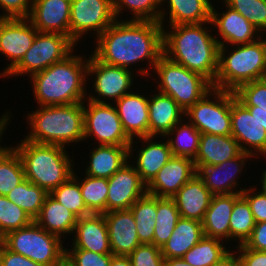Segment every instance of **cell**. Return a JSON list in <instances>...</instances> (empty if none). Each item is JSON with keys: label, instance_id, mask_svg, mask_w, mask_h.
I'll use <instances>...</instances> for the list:
<instances>
[{"label": "cell", "instance_id": "obj_25", "mask_svg": "<svg viewBox=\"0 0 266 266\" xmlns=\"http://www.w3.org/2000/svg\"><path fill=\"white\" fill-rule=\"evenodd\" d=\"M5 110V113L0 115V195L3 196L25 180V170L20 155L11 143L8 146L5 145L6 142L4 146L1 144L14 116Z\"/></svg>", "mask_w": 266, "mask_h": 266}, {"label": "cell", "instance_id": "obj_50", "mask_svg": "<svg viewBox=\"0 0 266 266\" xmlns=\"http://www.w3.org/2000/svg\"><path fill=\"white\" fill-rule=\"evenodd\" d=\"M239 257L242 266H266V251H256L244 244L232 248Z\"/></svg>", "mask_w": 266, "mask_h": 266}, {"label": "cell", "instance_id": "obj_54", "mask_svg": "<svg viewBox=\"0 0 266 266\" xmlns=\"http://www.w3.org/2000/svg\"><path fill=\"white\" fill-rule=\"evenodd\" d=\"M110 266H133L128 256H116L111 258Z\"/></svg>", "mask_w": 266, "mask_h": 266}, {"label": "cell", "instance_id": "obj_6", "mask_svg": "<svg viewBox=\"0 0 266 266\" xmlns=\"http://www.w3.org/2000/svg\"><path fill=\"white\" fill-rule=\"evenodd\" d=\"M263 58L264 33L252 43L220 46L218 70L212 86L235 92L241 85L259 80L264 72Z\"/></svg>", "mask_w": 266, "mask_h": 266}, {"label": "cell", "instance_id": "obj_35", "mask_svg": "<svg viewBox=\"0 0 266 266\" xmlns=\"http://www.w3.org/2000/svg\"><path fill=\"white\" fill-rule=\"evenodd\" d=\"M233 249L227 243L212 237L204 236L182 257L194 266H214L221 262Z\"/></svg>", "mask_w": 266, "mask_h": 266}, {"label": "cell", "instance_id": "obj_19", "mask_svg": "<svg viewBox=\"0 0 266 266\" xmlns=\"http://www.w3.org/2000/svg\"><path fill=\"white\" fill-rule=\"evenodd\" d=\"M146 193L147 185L128 161L108 178L106 212L130 209Z\"/></svg>", "mask_w": 266, "mask_h": 266}, {"label": "cell", "instance_id": "obj_44", "mask_svg": "<svg viewBox=\"0 0 266 266\" xmlns=\"http://www.w3.org/2000/svg\"><path fill=\"white\" fill-rule=\"evenodd\" d=\"M34 220L21 207L0 195V235L30 225Z\"/></svg>", "mask_w": 266, "mask_h": 266}, {"label": "cell", "instance_id": "obj_15", "mask_svg": "<svg viewBox=\"0 0 266 266\" xmlns=\"http://www.w3.org/2000/svg\"><path fill=\"white\" fill-rule=\"evenodd\" d=\"M223 8L212 5L211 25L219 46H232L252 43L261 37V33L239 12L221 2ZM216 7L220 8L217 10ZM226 9V10H225ZM224 10V12H223Z\"/></svg>", "mask_w": 266, "mask_h": 266}, {"label": "cell", "instance_id": "obj_51", "mask_svg": "<svg viewBox=\"0 0 266 266\" xmlns=\"http://www.w3.org/2000/svg\"><path fill=\"white\" fill-rule=\"evenodd\" d=\"M0 266H43L33 260L0 246Z\"/></svg>", "mask_w": 266, "mask_h": 266}, {"label": "cell", "instance_id": "obj_56", "mask_svg": "<svg viewBox=\"0 0 266 266\" xmlns=\"http://www.w3.org/2000/svg\"><path fill=\"white\" fill-rule=\"evenodd\" d=\"M262 175L260 176V182L257 183L258 186L261 187V189L264 191L266 194V168L262 170ZM261 184V185H260Z\"/></svg>", "mask_w": 266, "mask_h": 266}, {"label": "cell", "instance_id": "obj_39", "mask_svg": "<svg viewBox=\"0 0 266 266\" xmlns=\"http://www.w3.org/2000/svg\"><path fill=\"white\" fill-rule=\"evenodd\" d=\"M48 194L45 189L25 179L15 186L6 197L21 207L34 220L40 214L41 207Z\"/></svg>", "mask_w": 266, "mask_h": 266}, {"label": "cell", "instance_id": "obj_18", "mask_svg": "<svg viewBox=\"0 0 266 266\" xmlns=\"http://www.w3.org/2000/svg\"><path fill=\"white\" fill-rule=\"evenodd\" d=\"M231 135L242 152L266 158V130L236 96L231 100Z\"/></svg>", "mask_w": 266, "mask_h": 266}, {"label": "cell", "instance_id": "obj_34", "mask_svg": "<svg viewBox=\"0 0 266 266\" xmlns=\"http://www.w3.org/2000/svg\"><path fill=\"white\" fill-rule=\"evenodd\" d=\"M201 133L186 119L177 123L164 138L168 141L173 156L195 159Z\"/></svg>", "mask_w": 266, "mask_h": 266}, {"label": "cell", "instance_id": "obj_12", "mask_svg": "<svg viewBox=\"0 0 266 266\" xmlns=\"http://www.w3.org/2000/svg\"><path fill=\"white\" fill-rule=\"evenodd\" d=\"M84 142L93 140L95 145L129 146L131 139L124 132L114 104L85 100Z\"/></svg>", "mask_w": 266, "mask_h": 266}, {"label": "cell", "instance_id": "obj_22", "mask_svg": "<svg viewBox=\"0 0 266 266\" xmlns=\"http://www.w3.org/2000/svg\"><path fill=\"white\" fill-rule=\"evenodd\" d=\"M196 173L193 159L172 156L147 185V193L157 197L171 198Z\"/></svg>", "mask_w": 266, "mask_h": 266}, {"label": "cell", "instance_id": "obj_49", "mask_svg": "<svg viewBox=\"0 0 266 266\" xmlns=\"http://www.w3.org/2000/svg\"><path fill=\"white\" fill-rule=\"evenodd\" d=\"M0 9V18H28L32 0H0Z\"/></svg>", "mask_w": 266, "mask_h": 266}, {"label": "cell", "instance_id": "obj_43", "mask_svg": "<svg viewBox=\"0 0 266 266\" xmlns=\"http://www.w3.org/2000/svg\"><path fill=\"white\" fill-rule=\"evenodd\" d=\"M49 194L78 218L91 214L82 198L79 182L73 176Z\"/></svg>", "mask_w": 266, "mask_h": 266}, {"label": "cell", "instance_id": "obj_52", "mask_svg": "<svg viewBox=\"0 0 266 266\" xmlns=\"http://www.w3.org/2000/svg\"><path fill=\"white\" fill-rule=\"evenodd\" d=\"M244 245L256 251H266V222L255 224L250 238Z\"/></svg>", "mask_w": 266, "mask_h": 266}, {"label": "cell", "instance_id": "obj_2", "mask_svg": "<svg viewBox=\"0 0 266 266\" xmlns=\"http://www.w3.org/2000/svg\"><path fill=\"white\" fill-rule=\"evenodd\" d=\"M162 27L163 55L169 60L203 75L213 84L218 70L220 46L214 36L211 22L165 24Z\"/></svg>", "mask_w": 266, "mask_h": 266}, {"label": "cell", "instance_id": "obj_4", "mask_svg": "<svg viewBox=\"0 0 266 266\" xmlns=\"http://www.w3.org/2000/svg\"><path fill=\"white\" fill-rule=\"evenodd\" d=\"M24 118H26V123L30 129L23 136L27 141L58 145L68 147V149L73 144L72 155L75 152L73 148L84 141L83 102L68 105L36 106V109L30 110Z\"/></svg>", "mask_w": 266, "mask_h": 266}, {"label": "cell", "instance_id": "obj_26", "mask_svg": "<svg viewBox=\"0 0 266 266\" xmlns=\"http://www.w3.org/2000/svg\"><path fill=\"white\" fill-rule=\"evenodd\" d=\"M212 5V0H161L159 23L164 26L168 21L167 25L210 22Z\"/></svg>", "mask_w": 266, "mask_h": 266}, {"label": "cell", "instance_id": "obj_37", "mask_svg": "<svg viewBox=\"0 0 266 266\" xmlns=\"http://www.w3.org/2000/svg\"><path fill=\"white\" fill-rule=\"evenodd\" d=\"M74 169L73 177L79 182L82 198L90 213L104 214L106 213V200L108 196V179L96 178L79 172ZM78 175V176H77ZM83 176V177H82Z\"/></svg>", "mask_w": 266, "mask_h": 266}, {"label": "cell", "instance_id": "obj_38", "mask_svg": "<svg viewBox=\"0 0 266 266\" xmlns=\"http://www.w3.org/2000/svg\"><path fill=\"white\" fill-rule=\"evenodd\" d=\"M256 222L246 199L240 195L234 202L229 221V242L235 246L245 244L250 238Z\"/></svg>", "mask_w": 266, "mask_h": 266}, {"label": "cell", "instance_id": "obj_23", "mask_svg": "<svg viewBox=\"0 0 266 266\" xmlns=\"http://www.w3.org/2000/svg\"><path fill=\"white\" fill-rule=\"evenodd\" d=\"M71 0H32L28 19L38 32L69 37Z\"/></svg>", "mask_w": 266, "mask_h": 266}, {"label": "cell", "instance_id": "obj_60", "mask_svg": "<svg viewBox=\"0 0 266 266\" xmlns=\"http://www.w3.org/2000/svg\"><path fill=\"white\" fill-rule=\"evenodd\" d=\"M2 236L0 235V246L2 245Z\"/></svg>", "mask_w": 266, "mask_h": 266}, {"label": "cell", "instance_id": "obj_21", "mask_svg": "<svg viewBox=\"0 0 266 266\" xmlns=\"http://www.w3.org/2000/svg\"><path fill=\"white\" fill-rule=\"evenodd\" d=\"M137 89L139 87L114 103L123 130L131 140L149 137L148 92L143 93L142 89Z\"/></svg>", "mask_w": 266, "mask_h": 266}, {"label": "cell", "instance_id": "obj_20", "mask_svg": "<svg viewBox=\"0 0 266 266\" xmlns=\"http://www.w3.org/2000/svg\"><path fill=\"white\" fill-rule=\"evenodd\" d=\"M71 239L69 238L66 242L68 244L65 245V249H83L99 254H112L104 214L91 213L78 218Z\"/></svg>", "mask_w": 266, "mask_h": 266}, {"label": "cell", "instance_id": "obj_33", "mask_svg": "<svg viewBox=\"0 0 266 266\" xmlns=\"http://www.w3.org/2000/svg\"><path fill=\"white\" fill-rule=\"evenodd\" d=\"M204 237L202 222L180 218L171 237L160 248L164 258L183 257Z\"/></svg>", "mask_w": 266, "mask_h": 266}, {"label": "cell", "instance_id": "obj_13", "mask_svg": "<svg viewBox=\"0 0 266 266\" xmlns=\"http://www.w3.org/2000/svg\"><path fill=\"white\" fill-rule=\"evenodd\" d=\"M115 20L112 0H71L69 38L76 45L86 34L96 40Z\"/></svg>", "mask_w": 266, "mask_h": 266}, {"label": "cell", "instance_id": "obj_42", "mask_svg": "<svg viewBox=\"0 0 266 266\" xmlns=\"http://www.w3.org/2000/svg\"><path fill=\"white\" fill-rule=\"evenodd\" d=\"M234 93L266 130V86L260 80L252 81L241 85Z\"/></svg>", "mask_w": 266, "mask_h": 266}, {"label": "cell", "instance_id": "obj_1", "mask_svg": "<svg viewBox=\"0 0 266 266\" xmlns=\"http://www.w3.org/2000/svg\"><path fill=\"white\" fill-rule=\"evenodd\" d=\"M93 42L95 48L89 52L99 61L137 70L136 73L146 80L163 55V27L155 21L115 20ZM140 62H146L144 67Z\"/></svg>", "mask_w": 266, "mask_h": 266}, {"label": "cell", "instance_id": "obj_16", "mask_svg": "<svg viewBox=\"0 0 266 266\" xmlns=\"http://www.w3.org/2000/svg\"><path fill=\"white\" fill-rule=\"evenodd\" d=\"M254 158L249 153L241 152L237 157L223 163L201 166L197 169V174L213 195L240 194L245 188L240 187L239 180L244 174L243 171L245 174L247 172L246 163L255 161Z\"/></svg>", "mask_w": 266, "mask_h": 266}, {"label": "cell", "instance_id": "obj_30", "mask_svg": "<svg viewBox=\"0 0 266 266\" xmlns=\"http://www.w3.org/2000/svg\"><path fill=\"white\" fill-rule=\"evenodd\" d=\"M237 140L232 135L201 134L198 153L194 164L201 166L217 165L233 159L241 153Z\"/></svg>", "mask_w": 266, "mask_h": 266}, {"label": "cell", "instance_id": "obj_14", "mask_svg": "<svg viewBox=\"0 0 266 266\" xmlns=\"http://www.w3.org/2000/svg\"><path fill=\"white\" fill-rule=\"evenodd\" d=\"M38 30L28 18L0 19V54L8 64L0 72L4 78L31 48ZM10 60V61H9Z\"/></svg>", "mask_w": 266, "mask_h": 266}, {"label": "cell", "instance_id": "obj_55", "mask_svg": "<svg viewBox=\"0 0 266 266\" xmlns=\"http://www.w3.org/2000/svg\"><path fill=\"white\" fill-rule=\"evenodd\" d=\"M165 266H194L188 264L182 257L165 258Z\"/></svg>", "mask_w": 266, "mask_h": 266}, {"label": "cell", "instance_id": "obj_36", "mask_svg": "<svg viewBox=\"0 0 266 266\" xmlns=\"http://www.w3.org/2000/svg\"><path fill=\"white\" fill-rule=\"evenodd\" d=\"M133 214L141 244H153L154 228L157 214V196L146 193L132 204Z\"/></svg>", "mask_w": 266, "mask_h": 266}, {"label": "cell", "instance_id": "obj_11", "mask_svg": "<svg viewBox=\"0 0 266 266\" xmlns=\"http://www.w3.org/2000/svg\"><path fill=\"white\" fill-rule=\"evenodd\" d=\"M235 96L213 87L185 112V118L201 134L231 135V100Z\"/></svg>", "mask_w": 266, "mask_h": 266}, {"label": "cell", "instance_id": "obj_3", "mask_svg": "<svg viewBox=\"0 0 266 266\" xmlns=\"http://www.w3.org/2000/svg\"><path fill=\"white\" fill-rule=\"evenodd\" d=\"M74 53L75 50L63 61L29 78L37 106L68 105L86 100L90 87L87 86L89 55Z\"/></svg>", "mask_w": 266, "mask_h": 266}, {"label": "cell", "instance_id": "obj_5", "mask_svg": "<svg viewBox=\"0 0 266 266\" xmlns=\"http://www.w3.org/2000/svg\"><path fill=\"white\" fill-rule=\"evenodd\" d=\"M12 146L23 162L25 179L45 189L48 193L73 175L76 164L75 155L71 156L68 148L35 143L24 138Z\"/></svg>", "mask_w": 266, "mask_h": 266}, {"label": "cell", "instance_id": "obj_31", "mask_svg": "<svg viewBox=\"0 0 266 266\" xmlns=\"http://www.w3.org/2000/svg\"><path fill=\"white\" fill-rule=\"evenodd\" d=\"M241 194L213 195L202 220L204 236L229 243V221L235 200Z\"/></svg>", "mask_w": 266, "mask_h": 266}, {"label": "cell", "instance_id": "obj_10", "mask_svg": "<svg viewBox=\"0 0 266 266\" xmlns=\"http://www.w3.org/2000/svg\"><path fill=\"white\" fill-rule=\"evenodd\" d=\"M133 72L124 67L105 64L99 61L92 53L89 54L87 84H92V88L90 87V90L87 91L86 99L97 103L112 104L113 102L114 104L122 96L138 87L134 84H137L135 78L136 76L139 77V75ZM91 90L92 92L89 93Z\"/></svg>", "mask_w": 266, "mask_h": 266}, {"label": "cell", "instance_id": "obj_17", "mask_svg": "<svg viewBox=\"0 0 266 266\" xmlns=\"http://www.w3.org/2000/svg\"><path fill=\"white\" fill-rule=\"evenodd\" d=\"M137 143L140 144V148L136 146ZM172 156L168 141L164 137L160 139L159 136L139 137L132 139L129 145L128 161L135 167L146 185L153 180Z\"/></svg>", "mask_w": 266, "mask_h": 266}, {"label": "cell", "instance_id": "obj_29", "mask_svg": "<svg viewBox=\"0 0 266 266\" xmlns=\"http://www.w3.org/2000/svg\"><path fill=\"white\" fill-rule=\"evenodd\" d=\"M213 194L196 173L171 197L182 218L202 222Z\"/></svg>", "mask_w": 266, "mask_h": 266}, {"label": "cell", "instance_id": "obj_48", "mask_svg": "<svg viewBox=\"0 0 266 266\" xmlns=\"http://www.w3.org/2000/svg\"><path fill=\"white\" fill-rule=\"evenodd\" d=\"M245 187L240 193L249 204L256 223L266 222V194L257 184ZM259 189V191H258Z\"/></svg>", "mask_w": 266, "mask_h": 266}, {"label": "cell", "instance_id": "obj_45", "mask_svg": "<svg viewBox=\"0 0 266 266\" xmlns=\"http://www.w3.org/2000/svg\"><path fill=\"white\" fill-rule=\"evenodd\" d=\"M239 12L261 34L266 33V0H220Z\"/></svg>", "mask_w": 266, "mask_h": 266}, {"label": "cell", "instance_id": "obj_58", "mask_svg": "<svg viewBox=\"0 0 266 266\" xmlns=\"http://www.w3.org/2000/svg\"><path fill=\"white\" fill-rule=\"evenodd\" d=\"M259 80L266 86V72H263L261 74V77Z\"/></svg>", "mask_w": 266, "mask_h": 266}, {"label": "cell", "instance_id": "obj_9", "mask_svg": "<svg viewBox=\"0 0 266 266\" xmlns=\"http://www.w3.org/2000/svg\"><path fill=\"white\" fill-rule=\"evenodd\" d=\"M76 48V44L64 34L37 32L31 48L4 78H30L52 64L63 61Z\"/></svg>", "mask_w": 266, "mask_h": 266}, {"label": "cell", "instance_id": "obj_57", "mask_svg": "<svg viewBox=\"0 0 266 266\" xmlns=\"http://www.w3.org/2000/svg\"><path fill=\"white\" fill-rule=\"evenodd\" d=\"M264 72H266V33H264V58H263Z\"/></svg>", "mask_w": 266, "mask_h": 266}, {"label": "cell", "instance_id": "obj_24", "mask_svg": "<svg viewBox=\"0 0 266 266\" xmlns=\"http://www.w3.org/2000/svg\"><path fill=\"white\" fill-rule=\"evenodd\" d=\"M113 255L129 256L141 243L130 209L104 213Z\"/></svg>", "mask_w": 266, "mask_h": 266}, {"label": "cell", "instance_id": "obj_27", "mask_svg": "<svg viewBox=\"0 0 266 266\" xmlns=\"http://www.w3.org/2000/svg\"><path fill=\"white\" fill-rule=\"evenodd\" d=\"M152 91L148 95L149 136L164 137L185 118V111L169 95Z\"/></svg>", "mask_w": 266, "mask_h": 266}, {"label": "cell", "instance_id": "obj_47", "mask_svg": "<svg viewBox=\"0 0 266 266\" xmlns=\"http://www.w3.org/2000/svg\"><path fill=\"white\" fill-rule=\"evenodd\" d=\"M128 257L133 266H165L160 247L154 244H140Z\"/></svg>", "mask_w": 266, "mask_h": 266}, {"label": "cell", "instance_id": "obj_53", "mask_svg": "<svg viewBox=\"0 0 266 266\" xmlns=\"http://www.w3.org/2000/svg\"><path fill=\"white\" fill-rule=\"evenodd\" d=\"M214 266H242V264L237 254L232 251L221 262Z\"/></svg>", "mask_w": 266, "mask_h": 266}, {"label": "cell", "instance_id": "obj_32", "mask_svg": "<svg viewBox=\"0 0 266 266\" xmlns=\"http://www.w3.org/2000/svg\"><path fill=\"white\" fill-rule=\"evenodd\" d=\"M77 220L78 217L73 212L50 194L47 195L40 214L34 219L41 228L60 237L64 242L72 236Z\"/></svg>", "mask_w": 266, "mask_h": 266}, {"label": "cell", "instance_id": "obj_41", "mask_svg": "<svg viewBox=\"0 0 266 266\" xmlns=\"http://www.w3.org/2000/svg\"><path fill=\"white\" fill-rule=\"evenodd\" d=\"M113 11L116 20H127L122 15L130 12L128 20L159 22L161 12V0H112ZM126 10V11H125ZM125 11V12H124ZM126 18V19H125Z\"/></svg>", "mask_w": 266, "mask_h": 266}, {"label": "cell", "instance_id": "obj_8", "mask_svg": "<svg viewBox=\"0 0 266 266\" xmlns=\"http://www.w3.org/2000/svg\"><path fill=\"white\" fill-rule=\"evenodd\" d=\"M2 244L10 251L21 254L43 266H57L65 260L66 243L47 232L35 221L7 233Z\"/></svg>", "mask_w": 266, "mask_h": 266}, {"label": "cell", "instance_id": "obj_59", "mask_svg": "<svg viewBox=\"0 0 266 266\" xmlns=\"http://www.w3.org/2000/svg\"><path fill=\"white\" fill-rule=\"evenodd\" d=\"M57 266H71L66 260H64L61 264Z\"/></svg>", "mask_w": 266, "mask_h": 266}, {"label": "cell", "instance_id": "obj_7", "mask_svg": "<svg viewBox=\"0 0 266 266\" xmlns=\"http://www.w3.org/2000/svg\"><path fill=\"white\" fill-rule=\"evenodd\" d=\"M150 77L153 84H157L155 89L172 97L185 112L213 88L203 75L169 60L165 55L158 59Z\"/></svg>", "mask_w": 266, "mask_h": 266}, {"label": "cell", "instance_id": "obj_28", "mask_svg": "<svg viewBox=\"0 0 266 266\" xmlns=\"http://www.w3.org/2000/svg\"><path fill=\"white\" fill-rule=\"evenodd\" d=\"M90 149L88 161L84 163V174L96 178H110L129 160V146L94 145ZM97 146V147H96Z\"/></svg>", "mask_w": 266, "mask_h": 266}, {"label": "cell", "instance_id": "obj_40", "mask_svg": "<svg viewBox=\"0 0 266 266\" xmlns=\"http://www.w3.org/2000/svg\"><path fill=\"white\" fill-rule=\"evenodd\" d=\"M181 218L172 198L157 197V214L154 228L153 244L162 247L168 241Z\"/></svg>", "mask_w": 266, "mask_h": 266}, {"label": "cell", "instance_id": "obj_46", "mask_svg": "<svg viewBox=\"0 0 266 266\" xmlns=\"http://www.w3.org/2000/svg\"><path fill=\"white\" fill-rule=\"evenodd\" d=\"M112 256L83 249H65V260L71 266H110Z\"/></svg>", "mask_w": 266, "mask_h": 266}]
</instances>
